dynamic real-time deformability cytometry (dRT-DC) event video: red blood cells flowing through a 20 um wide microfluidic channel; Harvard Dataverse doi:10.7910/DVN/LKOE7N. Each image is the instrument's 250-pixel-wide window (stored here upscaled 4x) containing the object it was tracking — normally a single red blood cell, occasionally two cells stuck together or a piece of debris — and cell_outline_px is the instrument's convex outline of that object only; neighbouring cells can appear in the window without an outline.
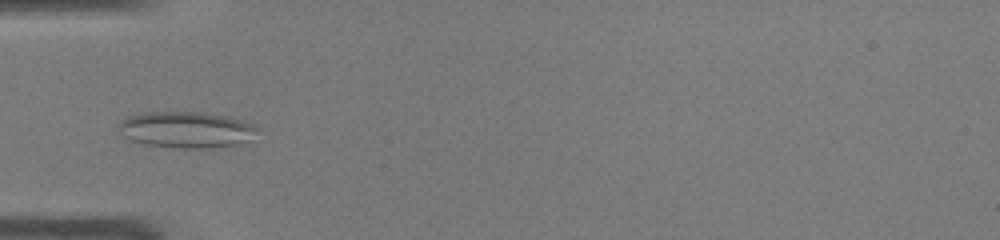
{"species": "common noctule bat (a hibernating species)", "species_latin": "Nyctalus noctula", "temperature_condition": "warm", "stored_images_in_passage": 35, "camera_frame_rate_fps": 3000, "um_per_image_px": 0.085, "animal": {"sex": "male", "body_mass_g": 19.0, "forearm_length_mm": 50.8}, "frame": {"image": 1, "passage_image": 3, "time_ms": 0.667, "image_size_px": [1000, 240], "cell_outline_px": [[260, 128], [248, 140], [236, 144], [208, 148], [184, 148], [144, 144], [120, 136], [116, 132], [116, 128], [120, 120], [128, 116], [144, 112], [200, 112], [228, 116], [244, 120]], "centroid_in_image_um": [15.76, 11.01], "position_along_channel_um": 69.2, "area_um2": 29.54}}
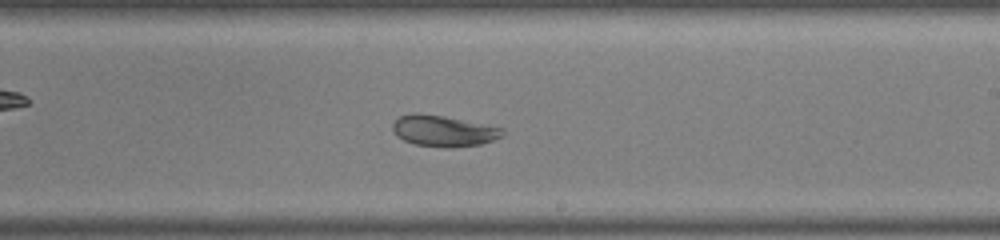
{"frame": {"image": 2, "passage_image": 16, "time_ms": 5.0, "image_size_px": [1000, 240], "cell_outline_px": [[504, 136], [480, 144], [452, 148], [444, 148], [412, 144], [396, 136], [392, 128], [392, 124], [400, 116], [412, 112], [416, 112], [444, 116], [504, 128]], "centroid_in_image_um": [37.68, 11.13], "position_along_channel_um": 251.3, "area_um2": 20.11}}
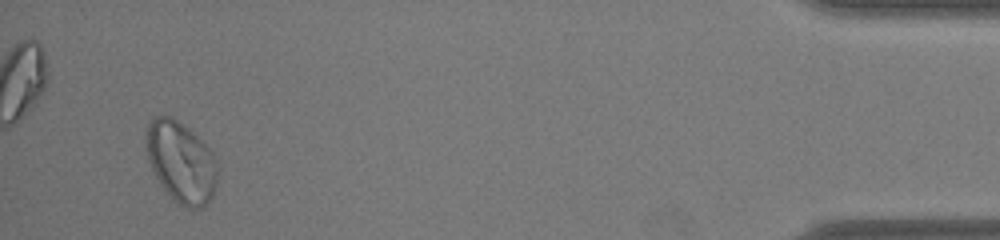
{"frame": {"image": 3, "passage_image": 33, "time_ms": 10.667, "image_size_px": [1000, 240], "cell_outline_px": [[216, 184], [212, 196], [208, 204], [204, 208], [188, 208], [180, 204], [160, 184], [152, 168], [144, 144], [144, 140], [148, 120], [156, 116], [172, 116], [188, 128], [212, 152], [216, 168]], "centroid_in_image_um": [15.35, 13.75], "position_along_channel_um": 419.8, "area_um2": 33.41}}